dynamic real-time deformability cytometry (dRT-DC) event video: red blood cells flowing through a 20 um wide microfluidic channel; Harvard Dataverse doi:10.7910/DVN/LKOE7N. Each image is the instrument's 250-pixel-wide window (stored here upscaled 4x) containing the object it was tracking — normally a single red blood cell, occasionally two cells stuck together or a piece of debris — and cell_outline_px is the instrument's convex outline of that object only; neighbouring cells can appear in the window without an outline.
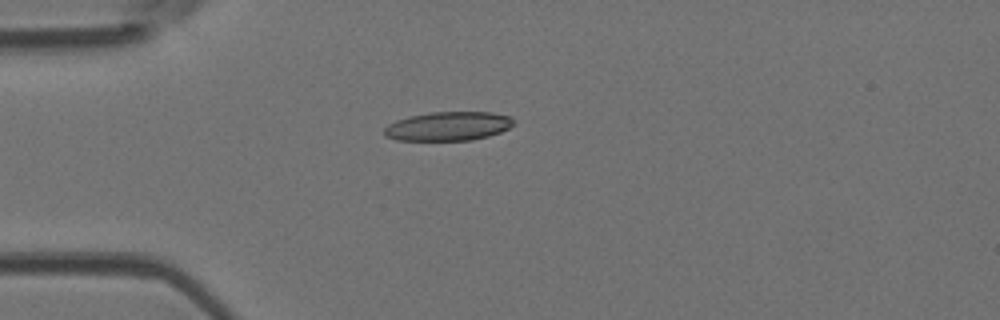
{"species": "Egyptian fruit bat (a non-hibernating species)", "species_latin": "Rousettus aegyptiacus", "temperature_condition": "room temperature", "stored_images_in_passage": 5, "camera_frame_rate_fps": 3000, "um_per_image_px": 0.085, "animal": {"sex": "female"}, "frame": {"image": 1, "passage_image": 4, "time_ms": 1.0, "image_size_px": [1000, 320], "cell_outline_px": [[516, 120], [508, 128], [500, 132], [488, 136], [472, 140], [396, 140], [384, 136], [384, 128], [388, 124], [396, 120], [408, 116], [428, 112], [492, 112], [512, 116]], "centroid_in_image_um": [38.09, 10.72], "position_along_channel_um": 46.9, "area_um2": 22.02}}